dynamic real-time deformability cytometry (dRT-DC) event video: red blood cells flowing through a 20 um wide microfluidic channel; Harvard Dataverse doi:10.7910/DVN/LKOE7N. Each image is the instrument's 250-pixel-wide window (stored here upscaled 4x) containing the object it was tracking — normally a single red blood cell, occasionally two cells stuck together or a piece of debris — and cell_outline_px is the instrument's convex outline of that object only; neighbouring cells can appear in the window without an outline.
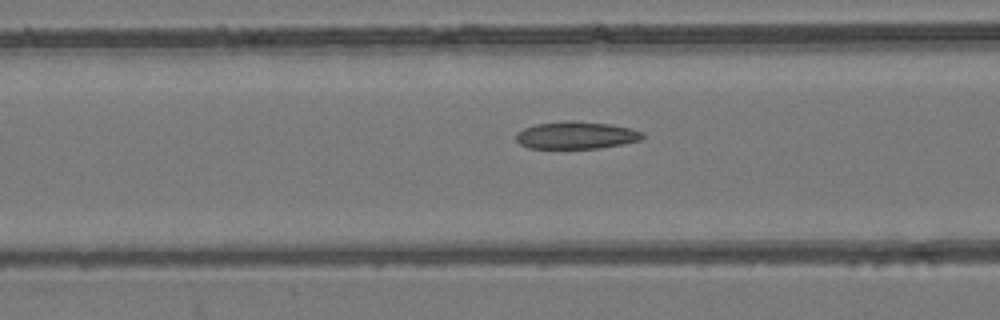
{"species": "common noctule bat (a hibernating species)", "species_latin": "Nyctalus noctula", "temperature_condition": "room temperature", "stored_images_in_passage": 25, "camera_frame_rate_fps": 3000, "um_per_image_px": 0.085, "animal": {"sex": "female", "body_mass_g": 24.6, "forearm_length_mm": 56.2}, "frame": {"image": 1, "passage_image": 5, "time_ms": 1.333, "image_size_px": [1000, 320], "cell_outline_px": [[644, 136], [640, 140], [624, 144], [600, 148], [528, 148], [520, 144], [516, 140], [516, 132], [524, 128], [536, 124], [568, 120], [608, 124], [632, 128], [644, 132]], "centroid_in_image_um": [48.98, 11.5], "position_along_channel_um": 117.6, "area_um2": 20.23}}
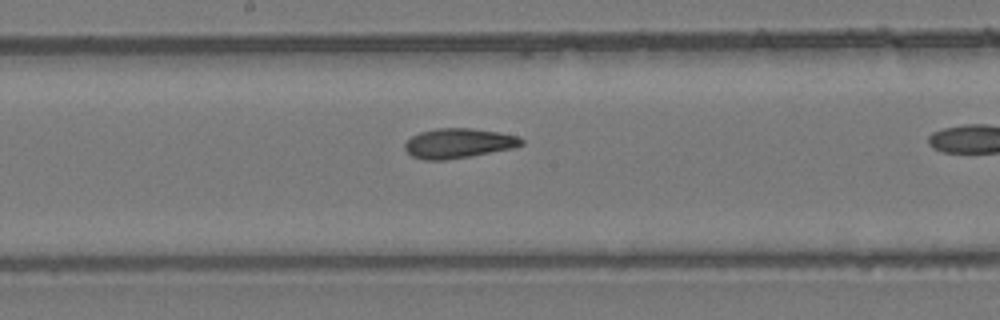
{"frame": {"image": 2, "passage_image": 12, "time_ms": 3.667, "image_size_px": [1000, 320], "cell_outline_px": [[524, 144], [512, 148], [468, 156], [444, 160], [424, 160], [412, 156], [404, 148], [404, 144], [412, 136], [420, 132], [436, 128], [472, 128], [500, 132], [516, 136], [524, 140]], "centroid_in_image_um": [38.95, 12.16], "position_along_channel_um": 209.2, "area_um2": 20.06}}
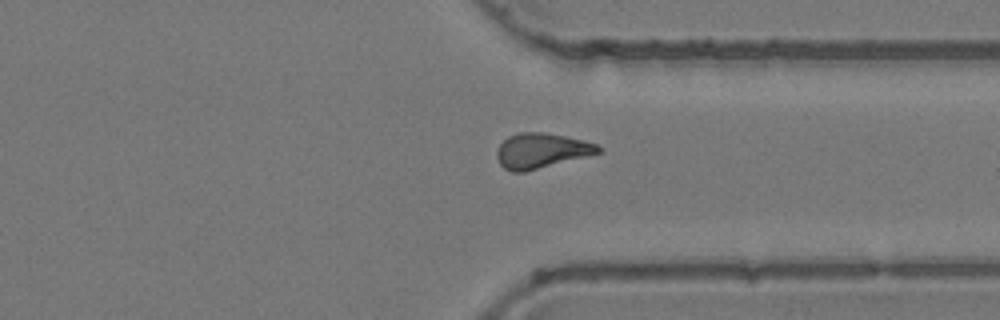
{"frame": {"image": 3, "passage_image": 24, "time_ms": 7.667, "image_size_px": [1000, 320], "cell_outline_px": [[600, 152], [524, 172], [512, 172], [504, 168], [500, 164], [496, 156], [496, 152], [500, 144], [508, 136], [520, 132], [544, 132], [564, 136], [596, 144], [600, 148]], "centroid_in_image_um": [45.94, 12.8], "position_along_channel_um": 365.5, "area_um2": 20.29}}